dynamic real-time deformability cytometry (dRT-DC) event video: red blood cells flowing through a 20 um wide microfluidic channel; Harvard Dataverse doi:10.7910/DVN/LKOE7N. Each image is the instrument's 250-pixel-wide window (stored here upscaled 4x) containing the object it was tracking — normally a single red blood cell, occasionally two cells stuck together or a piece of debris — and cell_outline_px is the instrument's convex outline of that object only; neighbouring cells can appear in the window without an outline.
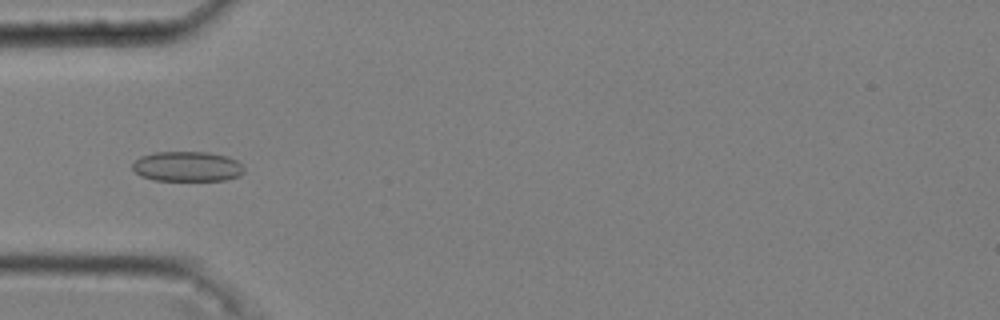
{"species": "common noctule bat (a hibernating species)", "species_latin": "Nyctalus noctula", "temperature_condition": "cold", "stored_images_in_passage": 51, "camera_frame_rate_fps": 3000, "um_per_image_px": 0.085, "animal": {"sex": "male", "body_mass_g": 20.4}, "frame": {"image": 1, "passage_image": 16, "time_ms": 5.0, "image_size_px": [1000, 320], "cell_outline_px": [[244, 172], [240, 176], [224, 180], [156, 180], [140, 176], [132, 168], [132, 164], [140, 156], [156, 152], [208, 152], [228, 156], [236, 160], [244, 168]], "centroid_in_image_um": [15.92, 14.14], "position_along_channel_um": 69.1, "area_um2": 19.54}}
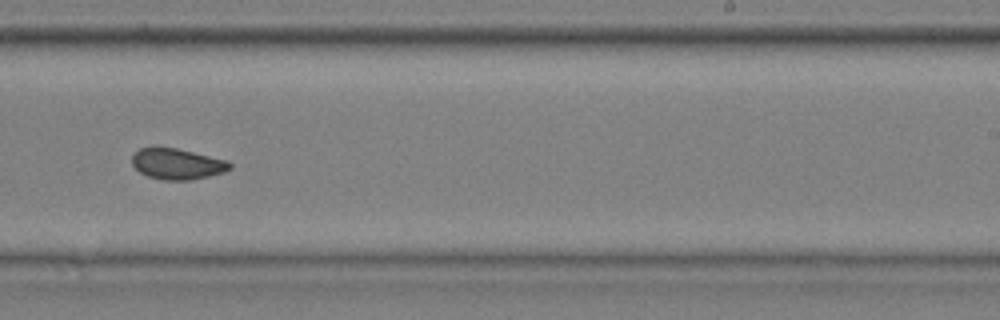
{"frame": {"image": 2, "passage_image": 33, "time_ms": 10.667, "image_size_px": [1000, 320], "cell_outline_px": [[232, 168], [224, 172], [208, 176], [188, 180], [164, 180], [148, 176], [140, 172], [132, 164], [132, 156], [140, 148], [156, 144], [176, 148], [228, 160], [232, 164]], "centroid_in_image_um": [15.04, 13.9], "position_along_channel_um": 274.0, "area_um2": 17.92}}
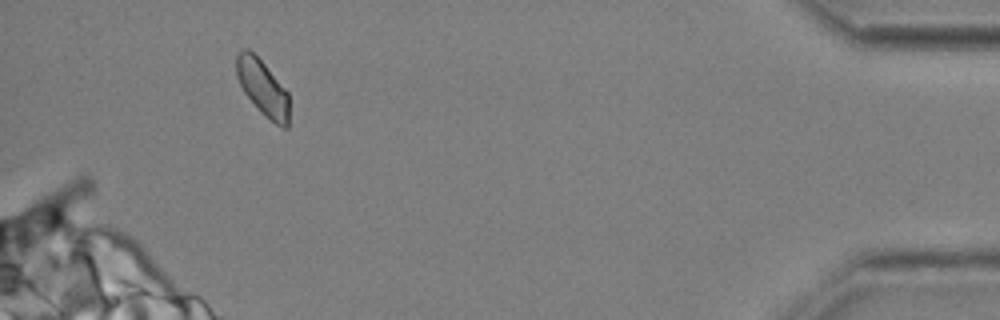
{"frame": {"image": 3, "passage_image": 49, "time_ms": 16.0, "image_size_px": [1000, 320], "cell_outline_px": [[288, 128], [284, 128], [276, 124], [260, 112], [244, 92], [236, 76], [236, 56], [244, 48], [248, 48], [264, 64], [288, 92]], "centroid_in_image_um": [22.31, 7.46], "position_along_channel_um": 412.9, "area_um2": 16.88}, "authors_computed_cell_mechanics": {"area_um2": 18.207, "velocity_mm_per_s": 3.6201, "shape_relaxation_time_tau1_ms": 10.9947, "shape_relaxation_time_tau2_ms": 2.3627, "deformation_change_tau1": 0.1303, "deformation_change_tau2": 0.0573}}